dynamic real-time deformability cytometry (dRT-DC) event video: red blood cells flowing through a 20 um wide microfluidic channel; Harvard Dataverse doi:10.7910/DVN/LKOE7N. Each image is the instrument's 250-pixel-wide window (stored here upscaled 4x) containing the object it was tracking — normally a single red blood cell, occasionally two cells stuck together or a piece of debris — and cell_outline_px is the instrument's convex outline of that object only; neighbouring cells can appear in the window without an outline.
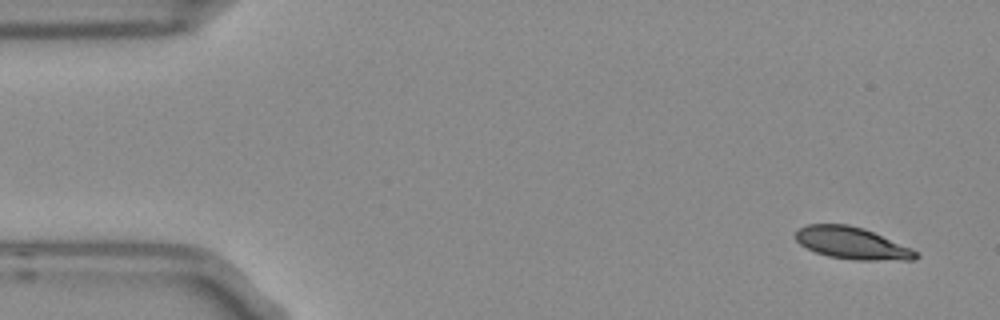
{"species": "Egyptian fruit bat (a non-hibernating species)", "species_latin": "Rousettus aegyptiacus", "temperature_condition": "room temperature", "stored_images_in_passage": 4, "camera_frame_rate_fps": 3000, "um_per_image_px": 0.085, "frame": {"image": 1, "passage_image": 1, "time_ms": 0.0, "image_size_px": [1000, 320], "cell_outline_px": [[920, 256], [916, 260], [856, 260], [828, 256], [816, 252], [800, 244], [792, 236], [800, 228], [808, 224], [848, 224], [864, 228], [912, 248]], "centroid_in_image_um": [72.43, 20.67], "position_along_channel_um": 12.6, "area_um2": 22.48}}
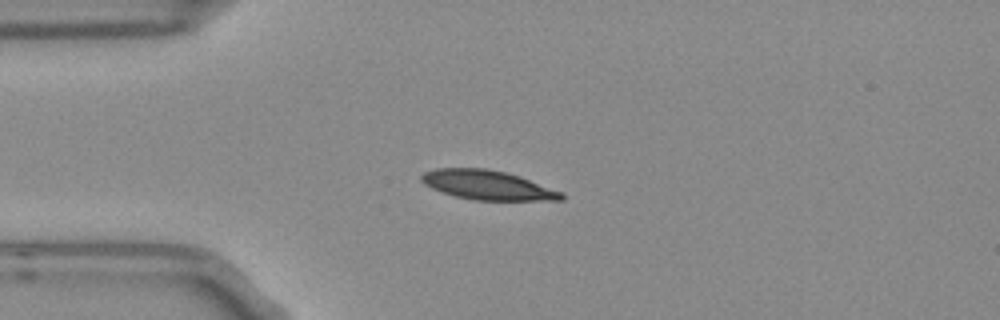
{"frame": {"image": 2, "passage_image": 4, "time_ms": 1.0, "image_size_px": [1000, 320], "cell_outline_px": [[564, 200], [472, 200], [440, 192], [424, 184], [420, 180], [420, 176], [424, 172], [436, 168], [488, 168], [520, 176], [564, 192]], "centroid_in_image_um": [41.44, 15.73], "position_along_channel_um": 43.6, "area_um2": 24.1}}